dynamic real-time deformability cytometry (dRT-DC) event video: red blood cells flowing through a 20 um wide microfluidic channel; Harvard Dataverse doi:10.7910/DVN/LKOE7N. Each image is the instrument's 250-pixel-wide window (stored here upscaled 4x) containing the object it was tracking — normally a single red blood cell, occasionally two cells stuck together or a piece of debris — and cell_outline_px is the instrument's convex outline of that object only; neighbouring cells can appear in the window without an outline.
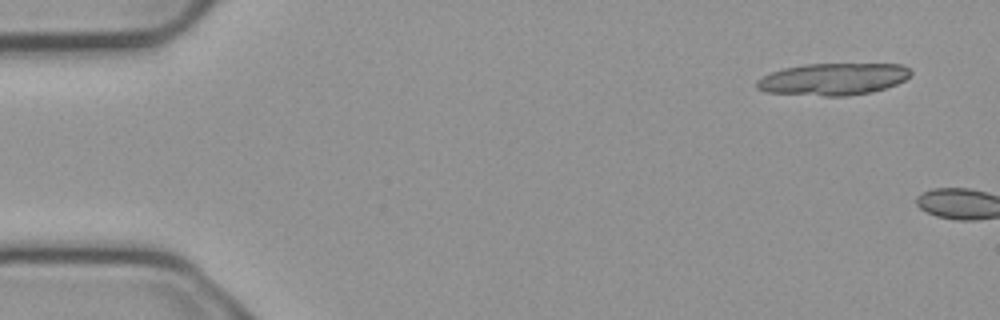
{"species": "common noctule bat (a hibernating species)", "species_latin": "Nyctalus noctula", "temperature_condition": "cold", "stored_images_in_passage": 2, "camera_frame_rate_fps": 3000, "um_per_image_px": 0.085, "animal": {"sex": "male", "body_mass_g": 23.1, "forearm_length_mm": 52.7}, "frame": {"image": 1, "passage_image": 1, "time_ms": 0.0, "image_size_px": [1000, 320], "cell_outline_px": [[912, 72], [904, 80], [896, 84], [872, 92], [848, 96], [824, 96], [768, 92], [756, 88], [756, 80], [772, 72], [784, 68], [804, 64], [900, 64], [908, 68]], "centroid_in_image_um": [70.81, 6.72], "position_along_channel_um": 14.2, "area_um2": 28.55}}